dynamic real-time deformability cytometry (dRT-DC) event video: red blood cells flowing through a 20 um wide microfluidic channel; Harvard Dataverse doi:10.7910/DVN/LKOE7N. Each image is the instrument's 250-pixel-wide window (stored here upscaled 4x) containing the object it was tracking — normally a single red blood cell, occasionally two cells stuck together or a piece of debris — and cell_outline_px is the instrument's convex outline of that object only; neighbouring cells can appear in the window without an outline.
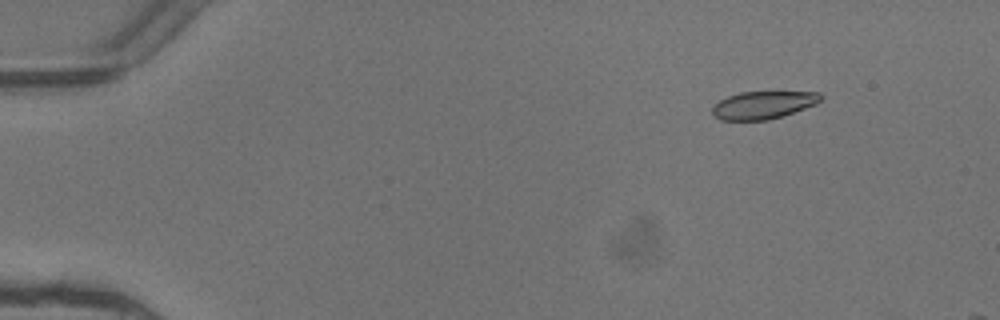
{"species": "common noctule bat (a hibernating species)", "species_latin": "Nyctalus noctula", "temperature_condition": "warm", "stored_images_in_passage": 3, "camera_frame_rate_fps": 3000, "um_per_image_px": 0.085, "animal": {"sex": "female"}, "frame": {"image": 1, "passage_image": 1, "time_ms": 0.0, "image_size_px": [1000, 320], "cell_outline_px": [[824, 96], [816, 104], [784, 116], [768, 120], [720, 120], [712, 116], [712, 108], [720, 100], [728, 96], [740, 92], [820, 92]], "centroid_in_image_um": [64.88, 8.93], "position_along_channel_um": 20.1, "area_um2": 17.57}}